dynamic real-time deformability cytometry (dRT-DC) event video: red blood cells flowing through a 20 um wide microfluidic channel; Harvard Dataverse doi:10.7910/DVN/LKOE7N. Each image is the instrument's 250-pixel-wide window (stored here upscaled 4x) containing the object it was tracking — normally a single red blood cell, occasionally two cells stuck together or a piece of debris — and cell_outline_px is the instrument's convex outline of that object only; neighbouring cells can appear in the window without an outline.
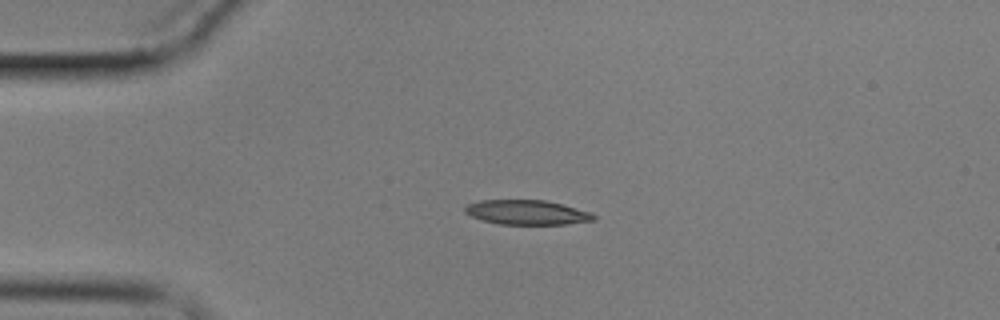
{"species": "common noctule bat (a hibernating species)", "species_latin": "Nyctalus noctula", "temperature_condition": "cold", "stored_images_in_passage": 4, "camera_frame_rate_fps": 3000, "um_per_image_px": 0.085, "animal": {"sex": "male", "body_mass_g": 17.9}, "frame": {"image": 1, "passage_image": 3, "time_ms": 2.0, "image_size_px": [1000, 320], "cell_outline_px": [[596, 220], [568, 224], [500, 224], [484, 220], [472, 216], [464, 212], [464, 208], [468, 204], [480, 200], [544, 200], [592, 212], [596, 216]], "centroid_in_image_um": [44.82, 18.05], "position_along_channel_um": 40.2, "area_um2": 18.32}}